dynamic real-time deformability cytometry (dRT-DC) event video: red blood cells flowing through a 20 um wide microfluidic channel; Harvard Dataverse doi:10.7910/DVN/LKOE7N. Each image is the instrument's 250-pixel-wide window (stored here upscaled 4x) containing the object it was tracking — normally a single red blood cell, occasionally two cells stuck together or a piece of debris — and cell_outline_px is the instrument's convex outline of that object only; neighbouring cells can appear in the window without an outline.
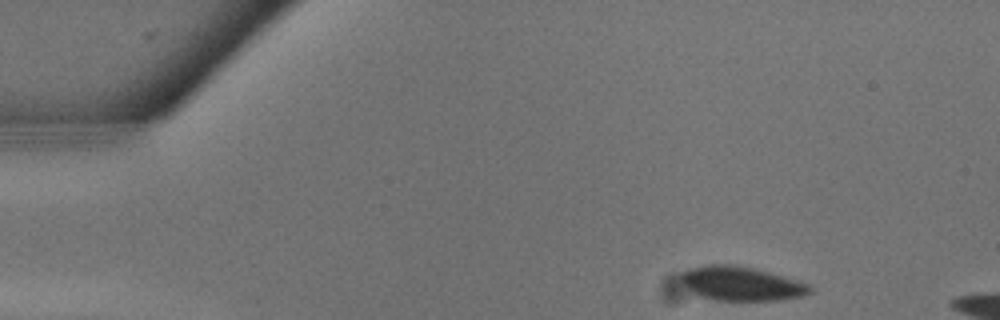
{"species": "common noctule bat (a hibernating species)", "species_latin": "Nyctalus noctula", "temperature_condition": "warm", "stored_images_in_passage": 6, "camera_frame_rate_fps": 3000, "um_per_image_px": 0.085, "animal": {"sex": "male", "body_mass_g": 13.3}, "frame": {"image": 1, "passage_image": 1, "time_ms": 0.0, "image_size_px": [1000, 320], "cell_outline_px": [[816, 288], [812, 292], [804, 296], [780, 300], [716, 300], [700, 296], [692, 292], [684, 284], [680, 276], [680, 272], [688, 268], [704, 264], [732, 264], [756, 268], [784, 276], [808, 284]], "centroid_in_image_um": [63.02, 24.09], "position_along_channel_um": 22.0, "area_um2": 25.95}}